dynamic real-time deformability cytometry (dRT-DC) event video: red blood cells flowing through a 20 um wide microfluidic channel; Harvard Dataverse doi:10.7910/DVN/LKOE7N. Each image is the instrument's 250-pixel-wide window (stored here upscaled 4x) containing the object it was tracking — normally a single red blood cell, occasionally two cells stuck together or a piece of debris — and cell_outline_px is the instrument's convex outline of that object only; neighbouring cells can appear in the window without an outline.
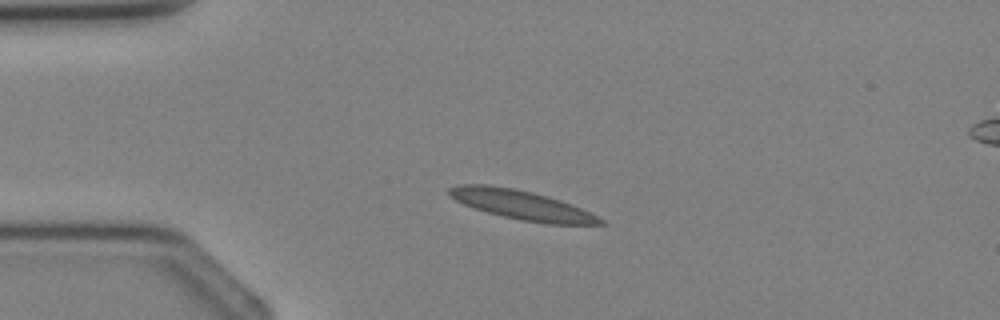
{"species": "Egyptian fruit bat (a non-hibernating species)", "species_latin": "Rousettus aegyptiacus", "temperature_condition": "cold", "stored_images_in_passage": 3, "camera_frame_rate_fps": 3000, "um_per_image_px": 0.085, "animal": {"sex": "female"}, "frame": {"image": 1, "passage_image": 2, "time_ms": 1.333, "image_size_px": [1000, 320], "cell_outline_px": [[608, 224], [548, 224], [524, 220], [504, 216], [488, 212], [464, 204], [448, 196], [448, 188], [456, 184], [488, 184], [516, 188], [532, 192], [560, 200], [580, 208], [604, 220]], "centroid_in_image_um": [44.29, 17.39], "position_along_channel_um": 40.7, "area_um2": 25.49}}